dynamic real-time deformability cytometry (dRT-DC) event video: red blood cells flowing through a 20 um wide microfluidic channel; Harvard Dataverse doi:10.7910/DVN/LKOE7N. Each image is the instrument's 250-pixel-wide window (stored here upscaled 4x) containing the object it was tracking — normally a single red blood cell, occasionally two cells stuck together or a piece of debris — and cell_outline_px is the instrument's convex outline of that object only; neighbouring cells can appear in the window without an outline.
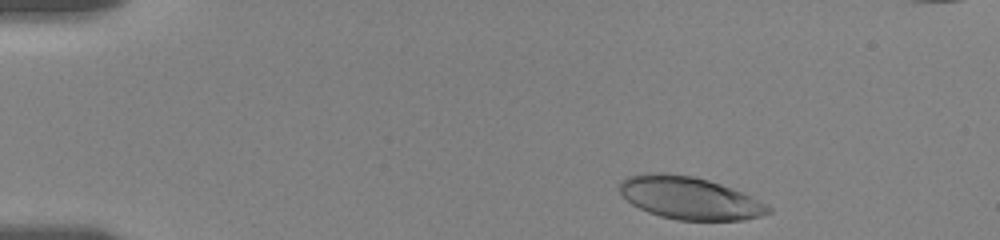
{"species": "human", "species_latin": "Homo sapiens", "temperature_condition": "room temperature", "stored_images_in_passage": 13, "camera_frame_rate_fps": 3000, "um_per_image_px": 0.085, "donor": {"sex": "female"}, "frame": {"image": 1, "passage_image": 2, "time_ms": 0.333, "image_size_px": [1000, 240], "cell_outline_px": [[772, 212], [760, 216], [744, 220], [676, 220], [660, 216], [648, 212], [632, 204], [620, 192], [620, 180], [628, 176], [644, 172], [660, 172], [692, 176], [708, 180], [720, 184], [740, 192], [772, 208]], "centroid_in_image_um": [58.56, 16.83], "position_along_channel_um": 26.4, "area_um2": 36.53}}
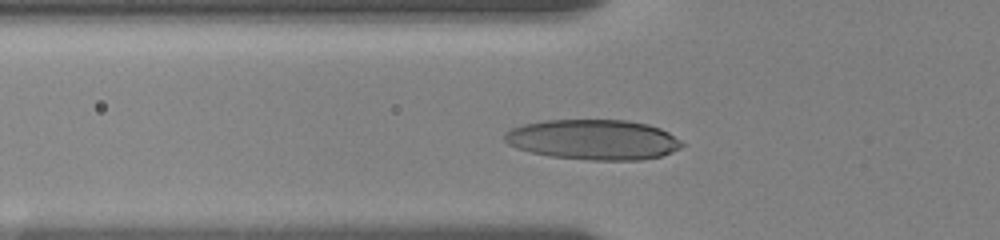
{"frame": {"image": 2, "passage_image": 10, "time_ms": 4.0, "image_size_px": [1000, 240], "cell_outline_px": [[684, 144], [680, 148], [672, 152], [660, 156], [640, 160], [588, 160], [552, 156], [532, 152], [516, 148], [508, 144], [504, 140], [504, 136], [512, 128], [524, 124], [544, 120], [628, 120], [648, 124], [660, 128], [668, 132], [680, 140]], "centroid_in_image_um": [50.45, 11.86], "position_along_channel_um": 75.3, "area_um2": 41.44}}
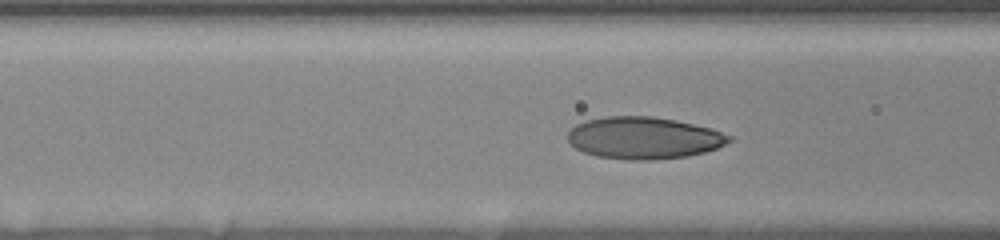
{"frame": {"image": 3, "passage_image": 12, "time_ms": 5.0, "image_size_px": [1000, 240], "cell_outline_px": [[732, 140], [716, 148], [704, 152], [688, 156], [652, 160], [628, 160], [596, 156], [584, 152], [576, 148], [568, 140], [568, 132], [576, 124], [584, 120], [604, 116], [652, 116], [676, 120], [708, 128], [732, 136]], "centroid_in_image_um": [54.69, 11.72], "position_along_channel_um": 111.9, "area_um2": 39.42}}